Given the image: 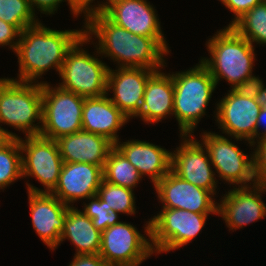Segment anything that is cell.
I'll list each match as a JSON object with an SVG mask.
<instances>
[{
    "label": "cell",
    "mask_w": 266,
    "mask_h": 266,
    "mask_svg": "<svg viewBox=\"0 0 266 266\" xmlns=\"http://www.w3.org/2000/svg\"><path fill=\"white\" fill-rule=\"evenodd\" d=\"M84 34L96 38L102 56L117 64V68L163 69L169 53L152 37L136 35L111 22L99 9L85 14Z\"/></svg>",
    "instance_id": "1"
},
{
    "label": "cell",
    "mask_w": 266,
    "mask_h": 266,
    "mask_svg": "<svg viewBox=\"0 0 266 266\" xmlns=\"http://www.w3.org/2000/svg\"><path fill=\"white\" fill-rule=\"evenodd\" d=\"M82 29L55 30L41 21L25 28L19 35L15 54L18 57V76L21 82H36L53 69L60 73L67 51L84 35Z\"/></svg>",
    "instance_id": "2"
},
{
    "label": "cell",
    "mask_w": 266,
    "mask_h": 266,
    "mask_svg": "<svg viewBox=\"0 0 266 266\" xmlns=\"http://www.w3.org/2000/svg\"><path fill=\"white\" fill-rule=\"evenodd\" d=\"M215 33L205 44L210 58L201 57L199 61L209 70L216 86L224 79L234 89L254 75L255 46L232 27L225 26Z\"/></svg>",
    "instance_id": "3"
},
{
    "label": "cell",
    "mask_w": 266,
    "mask_h": 266,
    "mask_svg": "<svg viewBox=\"0 0 266 266\" xmlns=\"http://www.w3.org/2000/svg\"><path fill=\"white\" fill-rule=\"evenodd\" d=\"M35 122H37L35 124ZM21 131L26 136L40 135L42 128V83L0 78V130L6 138H20L2 127Z\"/></svg>",
    "instance_id": "4"
},
{
    "label": "cell",
    "mask_w": 266,
    "mask_h": 266,
    "mask_svg": "<svg viewBox=\"0 0 266 266\" xmlns=\"http://www.w3.org/2000/svg\"><path fill=\"white\" fill-rule=\"evenodd\" d=\"M171 75L174 83L173 116L178 122L179 135H194L197 124L206 116L216 83L200 61L188 70Z\"/></svg>",
    "instance_id": "5"
},
{
    "label": "cell",
    "mask_w": 266,
    "mask_h": 266,
    "mask_svg": "<svg viewBox=\"0 0 266 266\" xmlns=\"http://www.w3.org/2000/svg\"><path fill=\"white\" fill-rule=\"evenodd\" d=\"M90 42L97 50L93 52V55L83 47ZM98 57L102 58L94 40L85 34L81 36L66 53L59 73L62 82L57 85L84 98L100 97L107 94L110 67Z\"/></svg>",
    "instance_id": "6"
},
{
    "label": "cell",
    "mask_w": 266,
    "mask_h": 266,
    "mask_svg": "<svg viewBox=\"0 0 266 266\" xmlns=\"http://www.w3.org/2000/svg\"><path fill=\"white\" fill-rule=\"evenodd\" d=\"M148 220L143 227L144 234L133 224L124 221L108 227L101 234L99 255L111 266L142 264L156 254L151 243V219Z\"/></svg>",
    "instance_id": "7"
},
{
    "label": "cell",
    "mask_w": 266,
    "mask_h": 266,
    "mask_svg": "<svg viewBox=\"0 0 266 266\" xmlns=\"http://www.w3.org/2000/svg\"><path fill=\"white\" fill-rule=\"evenodd\" d=\"M200 142L206 148L209 159L215 170V175L220 181L228 183L232 187L250 186L255 184L253 152L250 155L244 153L235 141L243 139L221 135L206 131L201 132ZM231 140V141H230Z\"/></svg>",
    "instance_id": "8"
},
{
    "label": "cell",
    "mask_w": 266,
    "mask_h": 266,
    "mask_svg": "<svg viewBox=\"0 0 266 266\" xmlns=\"http://www.w3.org/2000/svg\"><path fill=\"white\" fill-rule=\"evenodd\" d=\"M42 83V128L40 135L56 140L82 130L85 98L58 85Z\"/></svg>",
    "instance_id": "9"
},
{
    "label": "cell",
    "mask_w": 266,
    "mask_h": 266,
    "mask_svg": "<svg viewBox=\"0 0 266 266\" xmlns=\"http://www.w3.org/2000/svg\"><path fill=\"white\" fill-rule=\"evenodd\" d=\"M19 141L23 179L35 178L44 187L38 188L27 181V192L51 193L58 183L64 163L57 141L41 135L20 137Z\"/></svg>",
    "instance_id": "10"
},
{
    "label": "cell",
    "mask_w": 266,
    "mask_h": 266,
    "mask_svg": "<svg viewBox=\"0 0 266 266\" xmlns=\"http://www.w3.org/2000/svg\"><path fill=\"white\" fill-rule=\"evenodd\" d=\"M151 217V243L156 254L178 250L202 232L209 214L182 209H160Z\"/></svg>",
    "instance_id": "11"
},
{
    "label": "cell",
    "mask_w": 266,
    "mask_h": 266,
    "mask_svg": "<svg viewBox=\"0 0 266 266\" xmlns=\"http://www.w3.org/2000/svg\"><path fill=\"white\" fill-rule=\"evenodd\" d=\"M97 9L111 22L131 33L154 38L171 53L157 11L147 0H103L98 2Z\"/></svg>",
    "instance_id": "12"
},
{
    "label": "cell",
    "mask_w": 266,
    "mask_h": 266,
    "mask_svg": "<svg viewBox=\"0 0 266 266\" xmlns=\"http://www.w3.org/2000/svg\"><path fill=\"white\" fill-rule=\"evenodd\" d=\"M227 91L228 93L215 103L214 120L222 134L247 141L253 150L261 106L255 99L241 96L234 89Z\"/></svg>",
    "instance_id": "13"
},
{
    "label": "cell",
    "mask_w": 266,
    "mask_h": 266,
    "mask_svg": "<svg viewBox=\"0 0 266 266\" xmlns=\"http://www.w3.org/2000/svg\"><path fill=\"white\" fill-rule=\"evenodd\" d=\"M181 143L171 153V171L181 179L218 195V181L208 152L194 135H180Z\"/></svg>",
    "instance_id": "14"
},
{
    "label": "cell",
    "mask_w": 266,
    "mask_h": 266,
    "mask_svg": "<svg viewBox=\"0 0 266 266\" xmlns=\"http://www.w3.org/2000/svg\"><path fill=\"white\" fill-rule=\"evenodd\" d=\"M153 188L162 208L182 209L217 216L218 202L214 194L181 179L172 171Z\"/></svg>",
    "instance_id": "15"
},
{
    "label": "cell",
    "mask_w": 266,
    "mask_h": 266,
    "mask_svg": "<svg viewBox=\"0 0 266 266\" xmlns=\"http://www.w3.org/2000/svg\"><path fill=\"white\" fill-rule=\"evenodd\" d=\"M265 192L266 189L256 184L234 186L218 200V217H222L232 232L265 218L266 204L262 199Z\"/></svg>",
    "instance_id": "16"
},
{
    "label": "cell",
    "mask_w": 266,
    "mask_h": 266,
    "mask_svg": "<svg viewBox=\"0 0 266 266\" xmlns=\"http://www.w3.org/2000/svg\"><path fill=\"white\" fill-rule=\"evenodd\" d=\"M154 72L146 68H109L106 92L113 95L108 98L129 120L138 115L146 83Z\"/></svg>",
    "instance_id": "17"
},
{
    "label": "cell",
    "mask_w": 266,
    "mask_h": 266,
    "mask_svg": "<svg viewBox=\"0 0 266 266\" xmlns=\"http://www.w3.org/2000/svg\"><path fill=\"white\" fill-rule=\"evenodd\" d=\"M27 193L33 229L43 243L54 251L59 246L69 206L51 193Z\"/></svg>",
    "instance_id": "18"
},
{
    "label": "cell",
    "mask_w": 266,
    "mask_h": 266,
    "mask_svg": "<svg viewBox=\"0 0 266 266\" xmlns=\"http://www.w3.org/2000/svg\"><path fill=\"white\" fill-rule=\"evenodd\" d=\"M102 179L100 166L85 162L63 163L58 183L51 194L72 207L75 202L95 196Z\"/></svg>",
    "instance_id": "19"
},
{
    "label": "cell",
    "mask_w": 266,
    "mask_h": 266,
    "mask_svg": "<svg viewBox=\"0 0 266 266\" xmlns=\"http://www.w3.org/2000/svg\"><path fill=\"white\" fill-rule=\"evenodd\" d=\"M114 146L142 177H150L153 186L171 171L172 151H168L160 145L132 139L122 143L119 140Z\"/></svg>",
    "instance_id": "20"
},
{
    "label": "cell",
    "mask_w": 266,
    "mask_h": 266,
    "mask_svg": "<svg viewBox=\"0 0 266 266\" xmlns=\"http://www.w3.org/2000/svg\"><path fill=\"white\" fill-rule=\"evenodd\" d=\"M130 120L105 94L85 98L82 110V130L104 136L113 144L120 140L118 131Z\"/></svg>",
    "instance_id": "21"
},
{
    "label": "cell",
    "mask_w": 266,
    "mask_h": 266,
    "mask_svg": "<svg viewBox=\"0 0 266 266\" xmlns=\"http://www.w3.org/2000/svg\"><path fill=\"white\" fill-rule=\"evenodd\" d=\"M64 163H91L104 168L114 144L104 136L84 130L56 139Z\"/></svg>",
    "instance_id": "22"
},
{
    "label": "cell",
    "mask_w": 266,
    "mask_h": 266,
    "mask_svg": "<svg viewBox=\"0 0 266 266\" xmlns=\"http://www.w3.org/2000/svg\"><path fill=\"white\" fill-rule=\"evenodd\" d=\"M155 71L148 79L138 115L147 124H154L173 116L174 83L170 73Z\"/></svg>",
    "instance_id": "23"
},
{
    "label": "cell",
    "mask_w": 266,
    "mask_h": 266,
    "mask_svg": "<svg viewBox=\"0 0 266 266\" xmlns=\"http://www.w3.org/2000/svg\"><path fill=\"white\" fill-rule=\"evenodd\" d=\"M101 234L81 209L68 207L59 245L67 239L74 245L75 255L99 254Z\"/></svg>",
    "instance_id": "24"
},
{
    "label": "cell",
    "mask_w": 266,
    "mask_h": 266,
    "mask_svg": "<svg viewBox=\"0 0 266 266\" xmlns=\"http://www.w3.org/2000/svg\"><path fill=\"white\" fill-rule=\"evenodd\" d=\"M142 178L137 169L114 146L105 161L103 179L109 183L134 190Z\"/></svg>",
    "instance_id": "25"
},
{
    "label": "cell",
    "mask_w": 266,
    "mask_h": 266,
    "mask_svg": "<svg viewBox=\"0 0 266 266\" xmlns=\"http://www.w3.org/2000/svg\"><path fill=\"white\" fill-rule=\"evenodd\" d=\"M22 154L19 138H7L0 144V190L22 179Z\"/></svg>",
    "instance_id": "26"
},
{
    "label": "cell",
    "mask_w": 266,
    "mask_h": 266,
    "mask_svg": "<svg viewBox=\"0 0 266 266\" xmlns=\"http://www.w3.org/2000/svg\"><path fill=\"white\" fill-rule=\"evenodd\" d=\"M240 36L254 43L266 45V1L246 12L231 26Z\"/></svg>",
    "instance_id": "27"
},
{
    "label": "cell",
    "mask_w": 266,
    "mask_h": 266,
    "mask_svg": "<svg viewBox=\"0 0 266 266\" xmlns=\"http://www.w3.org/2000/svg\"><path fill=\"white\" fill-rule=\"evenodd\" d=\"M133 189L118 186L102 179L97 195L108 208L126 215L136 214L135 192Z\"/></svg>",
    "instance_id": "28"
},
{
    "label": "cell",
    "mask_w": 266,
    "mask_h": 266,
    "mask_svg": "<svg viewBox=\"0 0 266 266\" xmlns=\"http://www.w3.org/2000/svg\"><path fill=\"white\" fill-rule=\"evenodd\" d=\"M36 17L28 0H0V19L20 32L38 24L40 21Z\"/></svg>",
    "instance_id": "29"
},
{
    "label": "cell",
    "mask_w": 266,
    "mask_h": 266,
    "mask_svg": "<svg viewBox=\"0 0 266 266\" xmlns=\"http://www.w3.org/2000/svg\"><path fill=\"white\" fill-rule=\"evenodd\" d=\"M89 203L83 202V213L92 219L93 225L101 233L105 231L108 227L119 224L122 221L119 220L120 213L108 208L97 194L88 199Z\"/></svg>",
    "instance_id": "30"
},
{
    "label": "cell",
    "mask_w": 266,
    "mask_h": 266,
    "mask_svg": "<svg viewBox=\"0 0 266 266\" xmlns=\"http://www.w3.org/2000/svg\"><path fill=\"white\" fill-rule=\"evenodd\" d=\"M255 184L266 189V138L253 143Z\"/></svg>",
    "instance_id": "31"
},
{
    "label": "cell",
    "mask_w": 266,
    "mask_h": 266,
    "mask_svg": "<svg viewBox=\"0 0 266 266\" xmlns=\"http://www.w3.org/2000/svg\"><path fill=\"white\" fill-rule=\"evenodd\" d=\"M28 1L35 14L36 11L38 10L42 14L51 15V16L57 13V10L62 2H67L70 8V12L75 18L79 17L80 15L82 16L83 14L84 15L83 17L85 19V13L77 6L74 0H28Z\"/></svg>",
    "instance_id": "32"
},
{
    "label": "cell",
    "mask_w": 266,
    "mask_h": 266,
    "mask_svg": "<svg viewBox=\"0 0 266 266\" xmlns=\"http://www.w3.org/2000/svg\"><path fill=\"white\" fill-rule=\"evenodd\" d=\"M224 7H226L234 15V18L228 24L231 27L240 17H242L246 12L251 10L257 4L263 2L264 0H218Z\"/></svg>",
    "instance_id": "33"
},
{
    "label": "cell",
    "mask_w": 266,
    "mask_h": 266,
    "mask_svg": "<svg viewBox=\"0 0 266 266\" xmlns=\"http://www.w3.org/2000/svg\"><path fill=\"white\" fill-rule=\"evenodd\" d=\"M20 31L11 24L0 19V46H8L10 50L15 52L19 41Z\"/></svg>",
    "instance_id": "34"
},
{
    "label": "cell",
    "mask_w": 266,
    "mask_h": 266,
    "mask_svg": "<svg viewBox=\"0 0 266 266\" xmlns=\"http://www.w3.org/2000/svg\"><path fill=\"white\" fill-rule=\"evenodd\" d=\"M263 82L259 76L252 75L235 87L234 90L241 96L255 99L264 84Z\"/></svg>",
    "instance_id": "35"
},
{
    "label": "cell",
    "mask_w": 266,
    "mask_h": 266,
    "mask_svg": "<svg viewBox=\"0 0 266 266\" xmlns=\"http://www.w3.org/2000/svg\"><path fill=\"white\" fill-rule=\"evenodd\" d=\"M68 266H111L99 254L75 255Z\"/></svg>",
    "instance_id": "36"
},
{
    "label": "cell",
    "mask_w": 266,
    "mask_h": 266,
    "mask_svg": "<svg viewBox=\"0 0 266 266\" xmlns=\"http://www.w3.org/2000/svg\"><path fill=\"white\" fill-rule=\"evenodd\" d=\"M263 138H266V108H261L255 130V141Z\"/></svg>",
    "instance_id": "37"
},
{
    "label": "cell",
    "mask_w": 266,
    "mask_h": 266,
    "mask_svg": "<svg viewBox=\"0 0 266 266\" xmlns=\"http://www.w3.org/2000/svg\"><path fill=\"white\" fill-rule=\"evenodd\" d=\"M77 6L86 14L90 10L97 9V3L95 0H74ZM107 1V0H105ZM94 2V3H93ZM93 3V4H92Z\"/></svg>",
    "instance_id": "38"
},
{
    "label": "cell",
    "mask_w": 266,
    "mask_h": 266,
    "mask_svg": "<svg viewBox=\"0 0 266 266\" xmlns=\"http://www.w3.org/2000/svg\"><path fill=\"white\" fill-rule=\"evenodd\" d=\"M255 100L259 103L261 108H266V87L263 84L260 92L256 96Z\"/></svg>",
    "instance_id": "39"
},
{
    "label": "cell",
    "mask_w": 266,
    "mask_h": 266,
    "mask_svg": "<svg viewBox=\"0 0 266 266\" xmlns=\"http://www.w3.org/2000/svg\"><path fill=\"white\" fill-rule=\"evenodd\" d=\"M7 139L6 136L1 132L0 130V144L5 140Z\"/></svg>",
    "instance_id": "40"
}]
</instances>
